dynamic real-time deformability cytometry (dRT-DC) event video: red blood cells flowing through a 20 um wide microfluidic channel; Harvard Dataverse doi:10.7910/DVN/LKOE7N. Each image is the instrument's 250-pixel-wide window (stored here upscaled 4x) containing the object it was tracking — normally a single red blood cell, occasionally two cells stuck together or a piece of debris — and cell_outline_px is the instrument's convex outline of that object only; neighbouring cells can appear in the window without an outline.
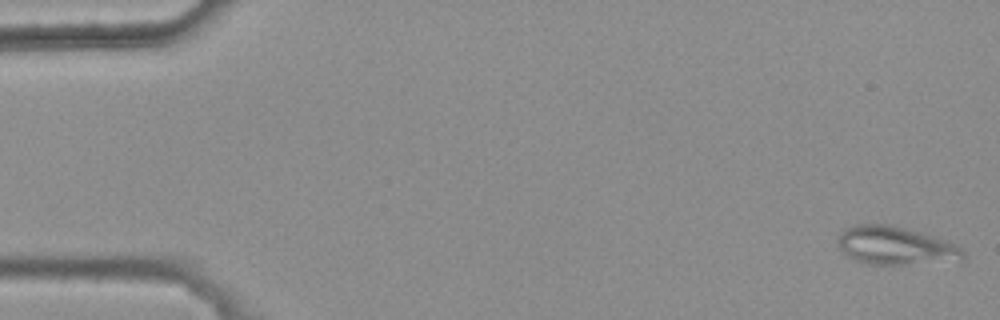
{"species": "common noctule bat (a hibernating species)", "species_latin": "Nyctalus noctula", "temperature_condition": "warm", "stored_images_in_passage": 5, "camera_frame_rate_fps": 3000, "um_per_image_px": 0.085, "animal": {"sex": "female", "body_mass_g": 25.1}, "frame": {"image": 1, "passage_image": 1, "time_ms": 0.0, "image_size_px": [1000, 320], "cell_outline_px": [[968, 256], [960, 264], [868, 264], [856, 260], [848, 256], [840, 248], [840, 232], [844, 228], [856, 224], [892, 224], [948, 240], [964, 248]], "centroid_in_image_um": [76.31, 20.91], "position_along_channel_um": 8.7, "area_um2": 28.84}}